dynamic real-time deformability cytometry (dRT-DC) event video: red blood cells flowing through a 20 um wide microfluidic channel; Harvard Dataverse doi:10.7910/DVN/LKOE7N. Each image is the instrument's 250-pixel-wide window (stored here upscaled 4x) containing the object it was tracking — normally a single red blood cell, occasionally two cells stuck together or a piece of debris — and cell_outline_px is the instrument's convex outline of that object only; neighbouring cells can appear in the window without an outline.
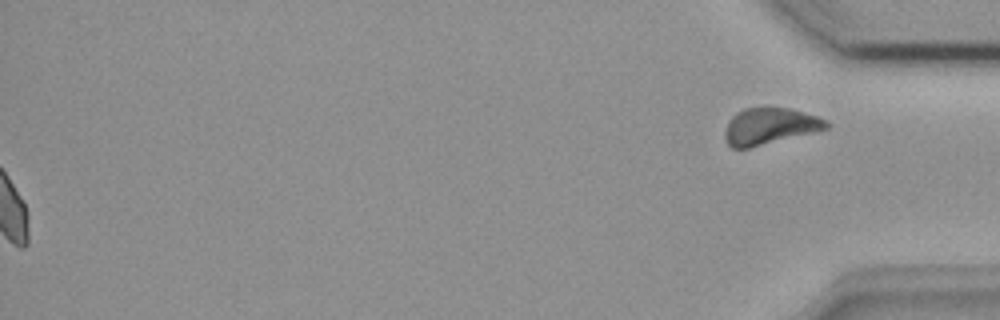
{"species": "common noctule bat (a hibernating species)", "species_latin": "Nyctalus noctula", "temperature_condition": "room temperature", "stored_images_in_passage": 43, "camera_frame_rate_fps": 3000, "um_per_image_px": 0.085, "animal": {"sex": "female", "body_mass_g": 18.4}, "frame": {"image": 1, "passage_image": 43, "time_ms": 14.0, "image_size_px": [1000, 320], "cell_outline_px": [[828, 128], [816, 132], [748, 148], [732, 148], [728, 144], [724, 136], [724, 132], [732, 116], [736, 112], [744, 108], [768, 104], [788, 108], [816, 116], [828, 120]], "centroid_in_image_um": [65.42, 10.69], "position_along_channel_um": 369.8, "area_um2": 22.02}}